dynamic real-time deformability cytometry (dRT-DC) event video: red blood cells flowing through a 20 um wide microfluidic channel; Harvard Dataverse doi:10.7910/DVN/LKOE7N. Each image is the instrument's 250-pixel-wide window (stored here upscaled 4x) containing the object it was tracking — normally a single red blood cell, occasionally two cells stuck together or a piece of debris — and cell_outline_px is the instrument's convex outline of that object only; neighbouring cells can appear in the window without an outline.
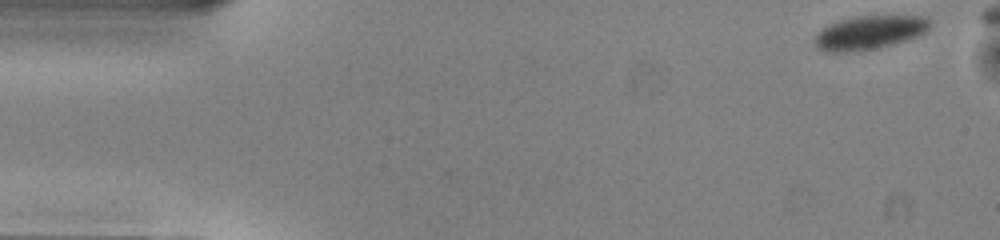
{"species": "common noctule bat (a hibernating species)", "species_latin": "Nyctalus noctula", "temperature_condition": "warm", "stored_images_in_passage": 40, "camera_frame_rate_fps": 3000, "um_per_image_px": 0.085, "animal": {"sex": "male", "body_mass_g": 13.0, "forearm_length_mm": 53.1}, "frame": {"image": 1, "passage_image": 1, "time_ms": 0.0, "image_size_px": [1000, 240], "cell_outline_px": [[932, 20], [928, 28], [924, 32], [916, 36], [892, 44], [876, 48], [852, 52], [824, 52], [816, 48], [812, 40], [816, 32], [820, 28], [828, 24], [840, 20], [856, 16], [924, 16]], "centroid_in_image_um": [73.8, 2.77], "position_along_channel_um": 11.2, "area_um2": 22.83}}
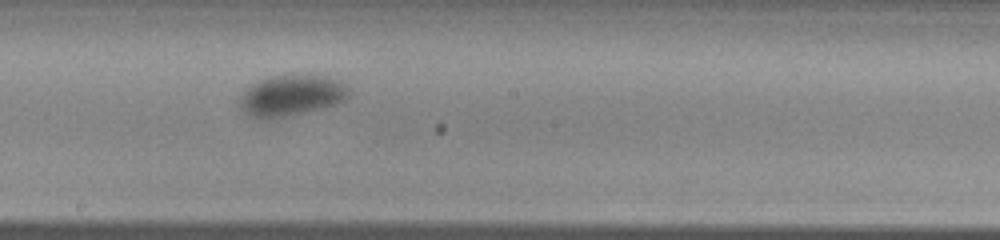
{"frame": {"image": 2, "passage_image": 26, "time_ms": 8.333, "image_size_px": [1000, 240], "cell_outline_px": [[352, 92], [344, 100], [320, 108], [268, 120], [252, 116], [244, 112], [236, 104], [240, 96], [252, 84], [260, 80], [272, 76], [328, 76], [340, 80], [348, 84]], "centroid_in_image_um": [24.77, 8.12], "position_along_channel_um": 223.4, "area_um2": 25.89}}
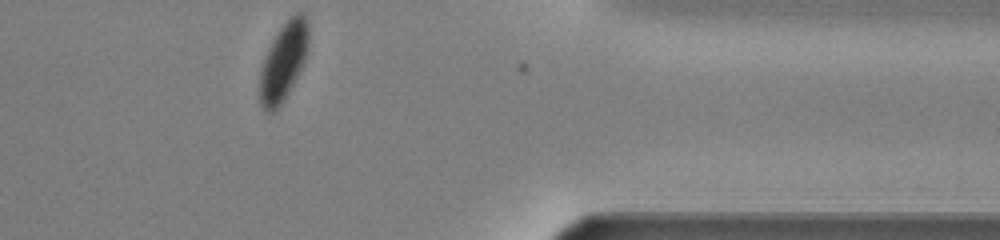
{"frame": {"image": 3, "passage_image": 40, "time_ms": 13.0, "image_size_px": [1000, 240], "cell_outline_px": [[308, 52], [304, 64], [284, 100], [272, 112], [264, 112], [260, 104], [260, 68], [264, 56], [276, 32], [296, 12], [304, 12], [308, 20]], "centroid_in_image_um": [24.1, 5.22], "position_along_channel_um": 387.3, "area_um2": 22.37}, "authors_computed_cell_mechanics": {"area_um2": 25.8944, "velocity_mm_per_s": 3.9888, "shape_relaxation_time_tau1_ms": 4.8407, "shape_relaxation_time_tau2_ms": null, "deformation_change_tau1": 0.0764, "deformation_change_tau2": null}}